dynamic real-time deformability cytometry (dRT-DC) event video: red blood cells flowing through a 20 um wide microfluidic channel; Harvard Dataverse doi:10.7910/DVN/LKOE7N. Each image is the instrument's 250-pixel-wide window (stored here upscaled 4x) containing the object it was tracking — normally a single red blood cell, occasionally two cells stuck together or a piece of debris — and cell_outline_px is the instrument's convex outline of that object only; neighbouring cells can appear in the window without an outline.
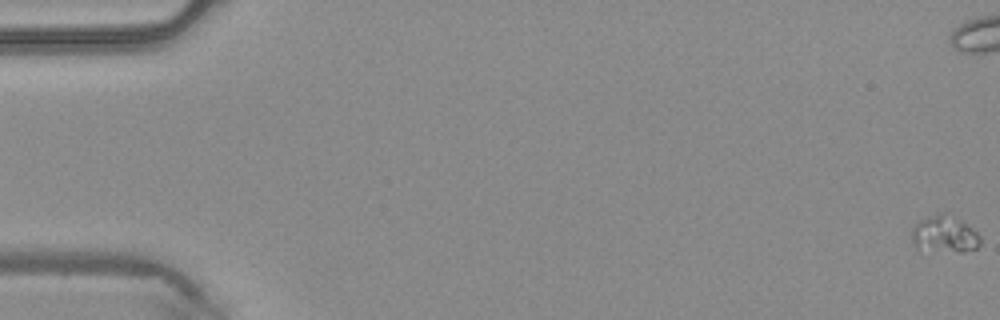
{"species": "common noctule bat (a hibernating species)", "species_latin": "Nyctalus noctula", "temperature_condition": "warm", "stored_images_in_passage": 50, "camera_frame_rate_fps": 3000, "um_per_image_px": 0.085, "animal": {"sex": "male", "body_mass_g": 20.4}, "frame": {"image": 1, "passage_image": 1, "time_ms": 0.0, "image_size_px": [1000, 320], "cell_outline_px": [[980, 244], [976, 248], [960, 252], [916, 248], [912, 244], [912, 228], [920, 220], [944, 212], [964, 224], [976, 232], [980, 236]], "centroid_in_image_um": [80.25, 19.93], "position_along_channel_um": 4.7, "area_um2": 14.16}}
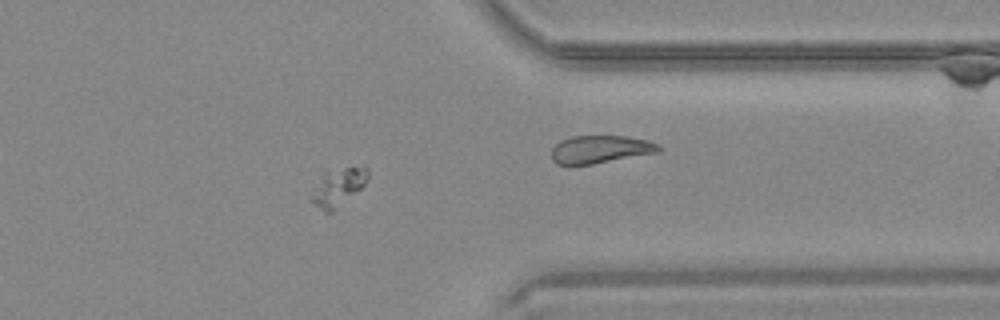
{"frame": {"image": 2, "passage_image": 40, "time_ms": 13.0, "image_size_px": [1000, 320], "cell_outline_px": [[368, 180], [360, 188], [332, 212], [324, 212], [312, 204], [308, 200], [308, 196], [328, 172], [344, 168], [368, 168]], "centroid_in_image_um": [28.7, 15.97], "position_along_channel_um": 382.7, "area_um2": 11.85}}
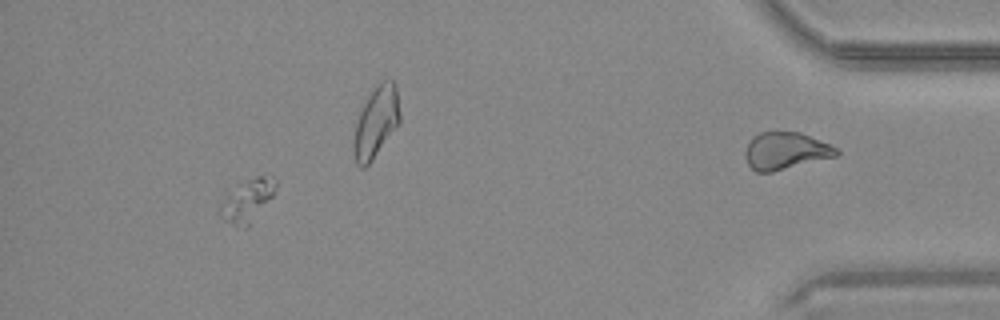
{"frame": {"image": 3, "passage_image": 46, "time_ms": 15.0, "image_size_px": [1000, 320], "cell_outline_px": [[276, 188], [272, 196], [248, 228], [224, 220], [216, 212], [220, 204], [228, 196], [248, 180], [256, 176], [276, 176]], "centroid_in_image_um": [21.06, 17.07], "position_along_channel_um": 414.1, "area_um2": 13.18}}